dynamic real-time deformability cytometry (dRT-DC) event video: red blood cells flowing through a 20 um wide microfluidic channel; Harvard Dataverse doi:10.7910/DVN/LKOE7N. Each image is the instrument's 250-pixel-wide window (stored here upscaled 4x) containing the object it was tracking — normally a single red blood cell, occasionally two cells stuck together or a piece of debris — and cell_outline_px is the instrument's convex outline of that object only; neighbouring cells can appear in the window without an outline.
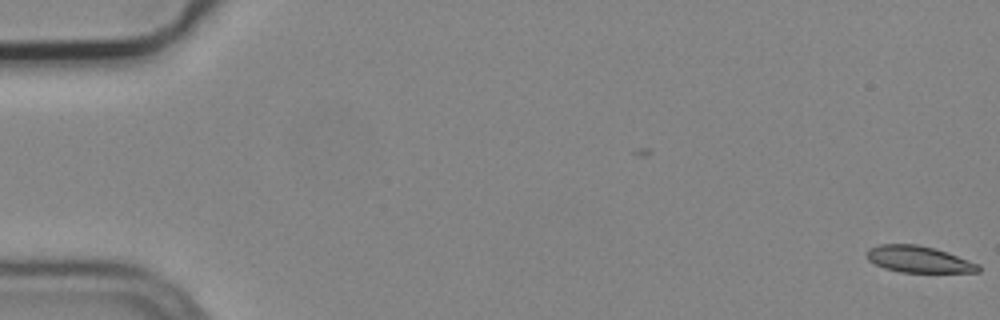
{"species": "common noctule bat (a hibernating species)", "species_latin": "Nyctalus noctula", "temperature_condition": "cold", "stored_images_in_passage": 2, "camera_frame_rate_fps": 3000, "um_per_image_px": 0.085, "animal": {"sex": "male", "body_mass_g": 19.2, "forearm_length_mm": 51.8}, "frame": {"image": 1, "passage_image": 2, "time_ms": 0.333, "image_size_px": [1000, 320], "cell_outline_px": [[980, 272], [900, 272], [884, 268], [868, 260], [868, 248], [880, 244], [916, 244], [936, 248], [948, 252], [980, 264]], "centroid_in_image_um": [78.12, 22.03], "position_along_channel_um": 6.9, "area_um2": 17.28}}